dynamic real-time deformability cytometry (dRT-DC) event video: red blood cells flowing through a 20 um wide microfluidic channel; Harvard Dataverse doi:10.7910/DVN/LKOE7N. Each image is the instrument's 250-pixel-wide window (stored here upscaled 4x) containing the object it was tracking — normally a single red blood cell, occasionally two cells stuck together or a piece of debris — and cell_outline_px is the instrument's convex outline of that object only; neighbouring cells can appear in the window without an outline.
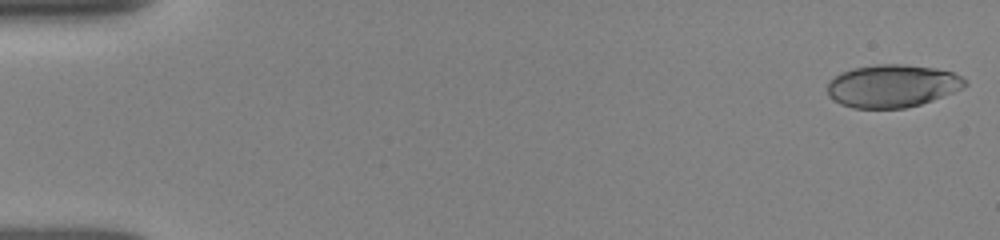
{"species": "human", "species_latin": "Homo sapiens", "temperature_condition": "room temperature", "stored_images_in_passage": 51, "camera_frame_rate_fps": 3000, "um_per_image_px": 0.085, "donor": {"sex": "female"}, "frame": {"image": 1, "passage_image": 1, "time_ms": 0.0, "image_size_px": [1000, 240], "cell_outline_px": [[968, 84], [964, 88], [932, 100], [920, 104], [904, 108], [852, 108], [840, 104], [832, 100], [828, 96], [828, 80], [840, 72], [852, 68], [876, 64], [904, 64], [936, 68], [952, 72], [968, 80]], "centroid_in_image_um": [75.83, 7.3], "position_along_channel_um": 9.2, "area_um2": 34.62}}
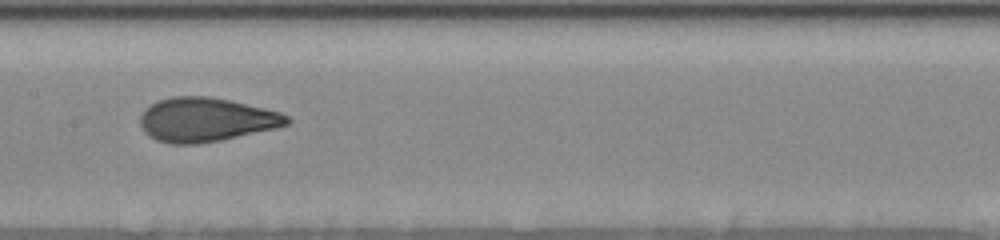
{"frame": {"image": 2, "passage_image": 26, "time_ms": 8.333, "image_size_px": [1000, 240], "cell_outline_px": [[292, 120], [288, 124], [276, 128], [220, 140], [196, 144], [168, 144], [156, 140], [148, 136], [144, 132], [140, 124], [140, 116], [144, 108], [160, 100], [172, 96], [208, 96], [228, 100], [264, 108], [280, 112], [288, 116]], "centroid_in_image_um": [17.48, 10.18], "position_along_channel_um": 189.9, "area_um2": 37.63}}
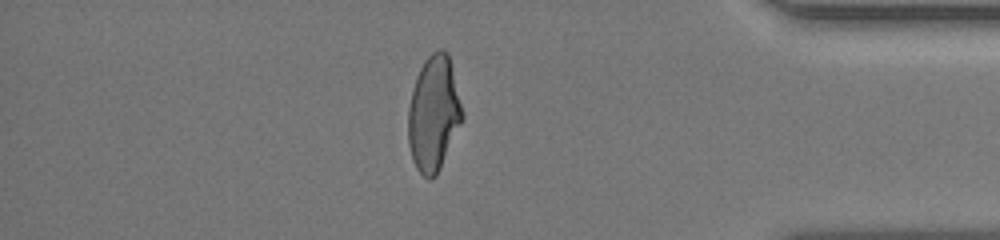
{"frame": {"image": 3, "passage_image": 44, "time_ms": 14.333, "image_size_px": [1000, 240], "cell_outline_px": [[464, 116], [440, 168], [436, 176], [432, 180], [428, 180], [416, 168], [412, 160], [408, 144], [408, 108], [416, 76], [424, 60], [432, 52], [440, 48], [444, 48], [448, 52]], "centroid_in_image_um": [36.84, 9.65], "position_along_channel_um": 398.4, "area_um2": 36.24}, "authors_computed_cell_mechanics": {"area_um2": 36.4718, "velocity_mm_per_s": 3.9363, "shape_relaxation_time_tau1_ms": 4.1033, "shape_relaxation_time_tau2_ms": 0.6685, "deformation_change_tau1": 0.1859, "deformation_change_tau2": 0.0639}}